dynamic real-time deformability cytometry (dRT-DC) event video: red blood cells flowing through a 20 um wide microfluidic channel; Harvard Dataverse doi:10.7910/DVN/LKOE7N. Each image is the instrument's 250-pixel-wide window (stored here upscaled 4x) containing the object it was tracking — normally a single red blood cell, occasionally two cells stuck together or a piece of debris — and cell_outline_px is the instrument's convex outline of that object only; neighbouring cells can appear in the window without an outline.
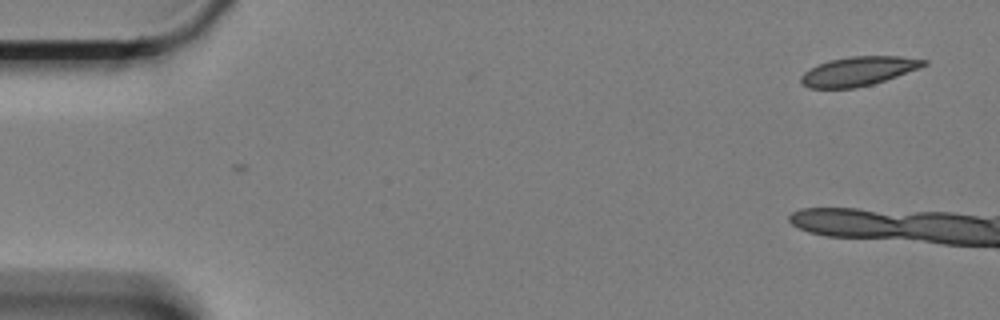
{"species": "Egyptian fruit bat (a non-hibernating species)", "species_latin": "Rousettus aegyptiacus", "temperature_condition": "cold", "stored_images_in_passage": 8, "camera_frame_rate_fps": 3000, "um_per_image_px": 0.085, "animal": {"sex": "female"}, "frame": {"image": 1, "passage_image": 1, "time_ms": 0.0, "image_size_px": [1000, 320], "cell_outline_px": [[928, 64], [920, 68], [872, 84], [856, 88], [808, 88], [800, 84], [800, 76], [804, 72], [828, 60], [848, 56], [900, 56], [928, 60]], "centroid_in_image_um": [72.95, 6.05], "position_along_channel_um": 12.0, "area_um2": 20.87}}